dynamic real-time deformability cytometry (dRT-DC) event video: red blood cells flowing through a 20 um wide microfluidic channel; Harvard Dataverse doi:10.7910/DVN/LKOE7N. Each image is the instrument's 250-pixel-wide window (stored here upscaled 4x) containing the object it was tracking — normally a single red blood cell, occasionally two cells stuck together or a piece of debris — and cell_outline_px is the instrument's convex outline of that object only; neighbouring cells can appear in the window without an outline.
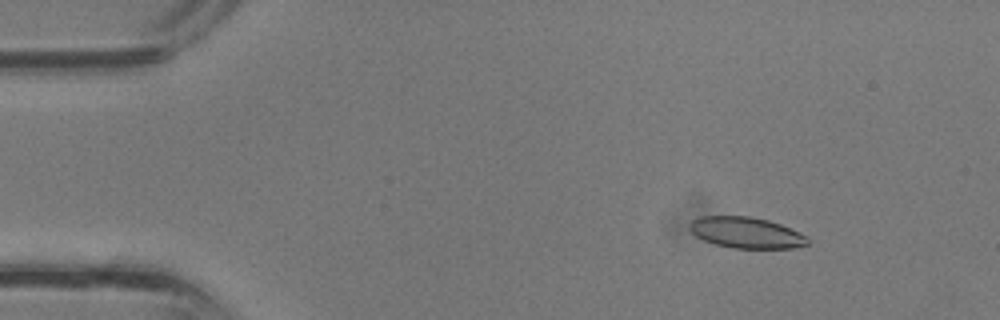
{"species": "common noctule bat (a hibernating species)", "species_latin": "Nyctalus noctula", "temperature_condition": "room temperature", "stored_images_in_passage": 37, "camera_frame_rate_fps": 3000, "um_per_image_px": 0.085, "animal": {"sex": "male", "body_mass_g": 13.3}, "frame": {"image": 1, "passage_image": 5, "time_ms": 1.333, "image_size_px": [1000, 320], "cell_outline_px": [[808, 244], [792, 248], [732, 248], [716, 244], [704, 240], [696, 236], [688, 228], [688, 224], [692, 220], [700, 216], [752, 216], [768, 220], [780, 224], [808, 236]], "centroid_in_image_um": [63.41, 19.76], "position_along_channel_um": 21.6, "area_um2": 21.39}}
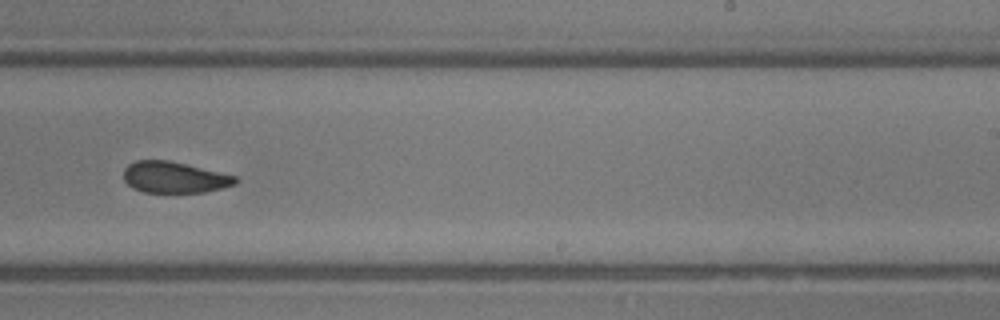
{"frame": {"image": 2, "passage_image": 23, "time_ms": 7.333, "image_size_px": [1000, 320], "cell_outline_px": [[240, 180], [236, 184], [224, 188], [204, 192], [144, 192], [132, 188], [124, 180], [124, 168], [128, 164], [136, 160], [168, 160], [236, 176]], "centroid_in_image_um": [14.82, 15.07], "position_along_channel_um": 274.2, "area_um2": 20.35}}
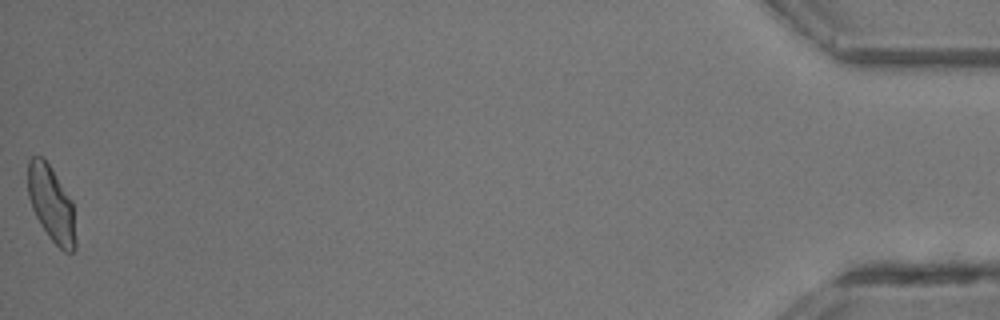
{"frame": {"image": 3, "passage_image": 37, "time_ms": 12.0, "image_size_px": [1000, 320], "cell_outline_px": [[76, 248], [72, 252], [64, 252], [48, 236], [40, 224], [32, 208], [28, 196], [28, 160], [32, 156], [40, 156], [48, 164], [72, 200], [76, 240]], "centroid_in_image_um": [4.37, 17.36], "position_along_channel_um": 430.8, "area_um2": 20.87}}